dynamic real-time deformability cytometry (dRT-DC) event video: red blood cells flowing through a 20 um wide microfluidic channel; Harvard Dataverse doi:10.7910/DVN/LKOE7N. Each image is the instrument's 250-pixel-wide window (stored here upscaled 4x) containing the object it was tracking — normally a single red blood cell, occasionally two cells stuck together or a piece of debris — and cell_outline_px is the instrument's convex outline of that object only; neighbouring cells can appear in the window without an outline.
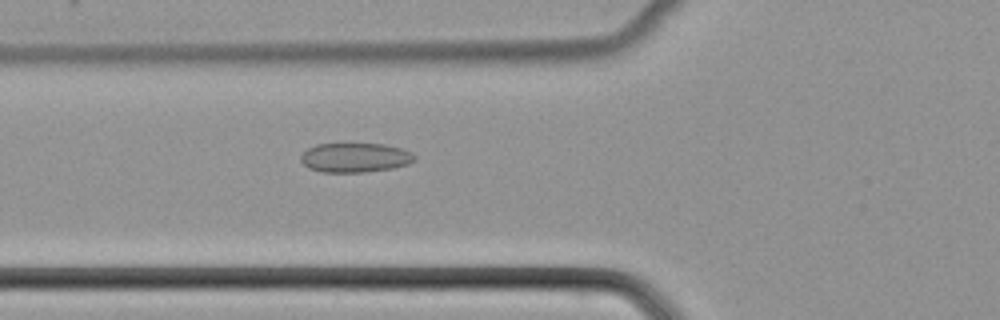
{"species": "common noctule bat (a hibernating species)", "species_latin": "Nyctalus noctula", "temperature_condition": "cold", "stored_images_in_passage": 51, "camera_frame_rate_fps": 3000, "um_per_image_px": 0.085, "animal": {"sex": "female", "body_mass_g": 22.7, "forearm_length_mm": 54.2}, "frame": {"image": 1, "passage_image": 19, "time_ms": 6.0, "image_size_px": [1000, 320], "cell_outline_px": [[416, 160], [408, 164], [392, 168], [364, 172], [320, 172], [308, 168], [300, 160], [300, 156], [308, 148], [316, 144], [384, 144], [400, 148], [412, 152], [416, 156]], "centroid_in_image_um": [30.18, 13.4], "position_along_channel_um": 95.6, "area_um2": 19.54}}
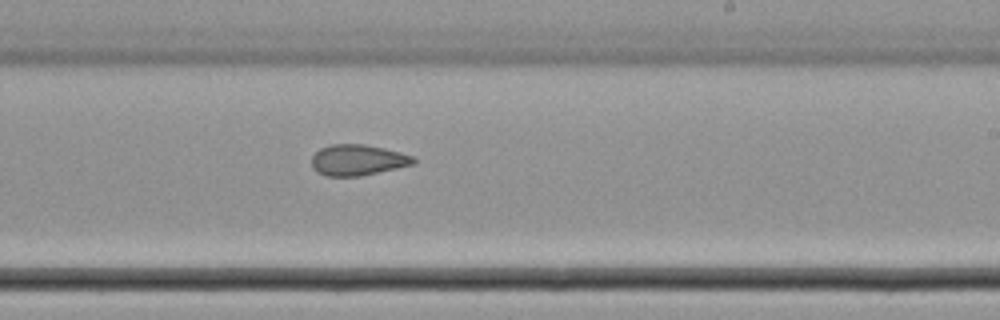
{"frame": {"image": 2, "passage_image": 31, "time_ms": 10.0, "image_size_px": [1000, 320], "cell_outline_px": [[416, 164], [360, 176], [324, 176], [316, 172], [312, 168], [312, 156], [320, 148], [332, 144], [364, 144], [384, 148], [416, 156]], "centroid_in_image_um": [30.42, 13.6], "position_along_channel_um": 258.6, "area_um2": 18.55}}
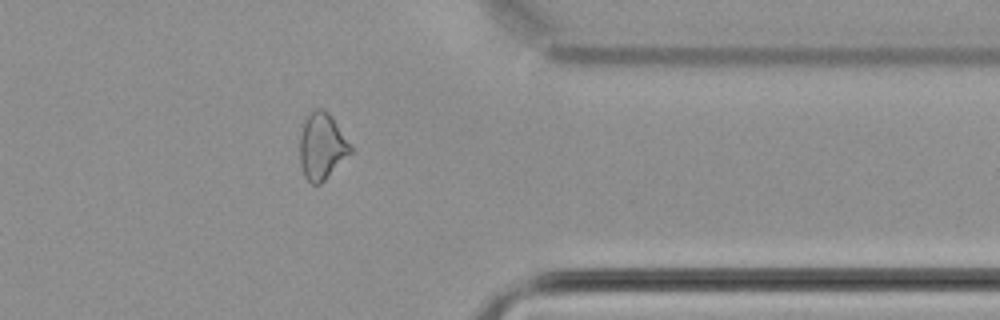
{"frame": {"image": 3, "passage_image": 41, "time_ms": 13.333, "image_size_px": [1000, 320], "cell_outline_px": [[352, 152], [320, 184], [312, 184], [304, 176], [300, 164], [300, 136], [304, 120], [316, 108], [324, 108], [332, 116], [352, 148]], "centroid_in_image_um": [27.35, 12.43], "position_along_channel_um": 384.1, "area_um2": 19.42}}